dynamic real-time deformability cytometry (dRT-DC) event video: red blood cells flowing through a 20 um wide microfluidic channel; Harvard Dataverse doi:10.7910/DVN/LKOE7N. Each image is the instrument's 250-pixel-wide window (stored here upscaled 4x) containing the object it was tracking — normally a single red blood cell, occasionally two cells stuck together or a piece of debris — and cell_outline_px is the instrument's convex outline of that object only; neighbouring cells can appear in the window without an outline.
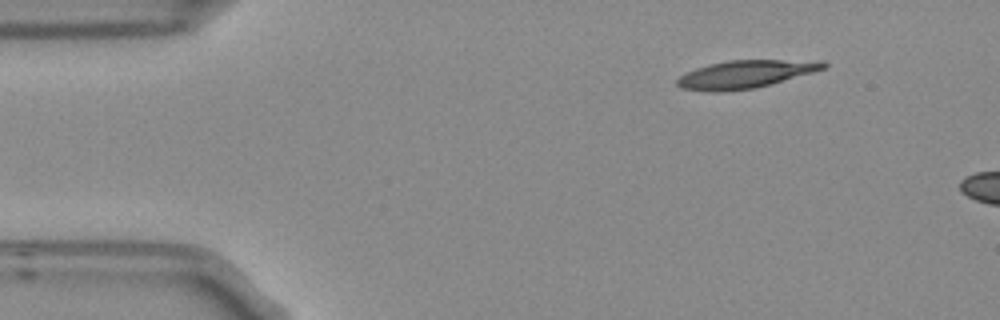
{"species": "Egyptian fruit bat (a non-hibernating species)", "species_latin": "Rousettus aegyptiacus", "temperature_condition": "room temperature", "stored_images_in_passage": 3, "camera_frame_rate_fps": 3000, "um_per_image_px": 0.085, "frame": {"image": 1, "passage_image": 1, "time_ms": 0.0, "image_size_px": [1000, 320], "cell_outline_px": [[828, 68], [772, 84], [756, 88], [716, 92], [712, 92], [680, 88], [676, 84], [676, 80], [684, 72], [708, 64], [728, 60], [824, 60], [828, 64]], "centroid_in_image_um": [63.39, 6.3], "position_along_channel_um": 21.6, "area_um2": 24.1}}